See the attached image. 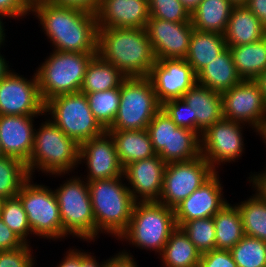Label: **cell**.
Wrapping results in <instances>:
<instances>
[{
  "instance_id": "obj_55",
  "label": "cell",
  "mask_w": 266,
  "mask_h": 267,
  "mask_svg": "<svg viewBox=\"0 0 266 267\" xmlns=\"http://www.w3.org/2000/svg\"><path fill=\"white\" fill-rule=\"evenodd\" d=\"M6 16H4L3 14H0V48H1V46H2V44L4 43V41H5V32H4V23H3V21H1V20H3L2 18H5Z\"/></svg>"
},
{
  "instance_id": "obj_3",
  "label": "cell",
  "mask_w": 266,
  "mask_h": 267,
  "mask_svg": "<svg viewBox=\"0 0 266 267\" xmlns=\"http://www.w3.org/2000/svg\"><path fill=\"white\" fill-rule=\"evenodd\" d=\"M123 177L87 182L98 233L118 238L128 227L136 201L122 183Z\"/></svg>"
},
{
  "instance_id": "obj_39",
  "label": "cell",
  "mask_w": 266,
  "mask_h": 267,
  "mask_svg": "<svg viewBox=\"0 0 266 267\" xmlns=\"http://www.w3.org/2000/svg\"><path fill=\"white\" fill-rule=\"evenodd\" d=\"M0 217L25 244H28L26 238L32 231L27 221V214L17 196L3 199Z\"/></svg>"
},
{
  "instance_id": "obj_35",
  "label": "cell",
  "mask_w": 266,
  "mask_h": 267,
  "mask_svg": "<svg viewBox=\"0 0 266 267\" xmlns=\"http://www.w3.org/2000/svg\"><path fill=\"white\" fill-rule=\"evenodd\" d=\"M86 96L95 119L107 130L118 112L120 88L88 93Z\"/></svg>"
},
{
  "instance_id": "obj_2",
  "label": "cell",
  "mask_w": 266,
  "mask_h": 267,
  "mask_svg": "<svg viewBox=\"0 0 266 267\" xmlns=\"http://www.w3.org/2000/svg\"><path fill=\"white\" fill-rule=\"evenodd\" d=\"M98 54L126 77H148L156 62L146 28H98Z\"/></svg>"
},
{
  "instance_id": "obj_57",
  "label": "cell",
  "mask_w": 266,
  "mask_h": 267,
  "mask_svg": "<svg viewBox=\"0 0 266 267\" xmlns=\"http://www.w3.org/2000/svg\"><path fill=\"white\" fill-rule=\"evenodd\" d=\"M259 136L263 138L262 140H264L263 142L266 144V123L263 130L259 133Z\"/></svg>"
},
{
  "instance_id": "obj_37",
  "label": "cell",
  "mask_w": 266,
  "mask_h": 267,
  "mask_svg": "<svg viewBox=\"0 0 266 267\" xmlns=\"http://www.w3.org/2000/svg\"><path fill=\"white\" fill-rule=\"evenodd\" d=\"M180 228L201 254L216 248L213 217L193 219L185 222Z\"/></svg>"
},
{
  "instance_id": "obj_11",
  "label": "cell",
  "mask_w": 266,
  "mask_h": 267,
  "mask_svg": "<svg viewBox=\"0 0 266 267\" xmlns=\"http://www.w3.org/2000/svg\"><path fill=\"white\" fill-rule=\"evenodd\" d=\"M215 172L202 155L189 161L167 163L158 202L174 209Z\"/></svg>"
},
{
  "instance_id": "obj_38",
  "label": "cell",
  "mask_w": 266,
  "mask_h": 267,
  "mask_svg": "<svg viewBox=\"0 0 266 267\" xmlns=\"http://www.w3.org/2000/svg\"><path fill=\"white\" fill-rule=\"evenodd\" d=\"M201 155L200 136L187 128L172 129L171 162L189 161Z\"/></svg>"
},
{
  "instance_id": "obj_13",
  "label": "cell",
  "mask_w": 266,
  "mask_h": 267,
  "mask_svg": "<svg viewBox=\"0 0 266 267\" xmlns=\"http://www.w3.org/2000/svg\"><path fill=\"white\" fill-rule=\"evenodd\" d=\"M244 123L222 118L202 132L200 136L201 155L217 171V165L232 162L244 152L242 125ZM237 158V159H236Z\"/></svg>"
},
{
  "instance_id": "obj_58",
  "label": "cell",
  "mask_w": 266,
  "mask_h": 267,
  "mask_svg": "<svg viewBox=\"0 0 266 267\" xmlns=\"http://www.w3.org/2000/svg\"><path fill=\"white\" fill-rule=\"evenodd\" d=\"M4 156V153L2 151V148H1V144H0V158Z\"/></svg>"
},
{
  "instance_id": "obj_48",
  "label": "cell",
  "mask_w": 266,
  "mask_h": 267,
  "mask_svg": "<svg viewBox=\"0 0 266 267\" xmlns=\"http://www.w3.org/2000/svg\"><path fill=\"white\" fill-rule=\"evenodd\" d=\"M266 28V0H248L245 4Z\"/></svg>"
},
{
  "instance_id": "obj_52",
  "label": "cell",
  "mask_w": 266,
  "mask_h": 267,
  "mask_svg": "<svg viewBox=\"0 0 266 267\" xmlns=\"http://www.w3.org/2000/svg\"><path fill=\"white\" fill-rule=\"evenodd\" d=\"M255 81L259 84L260 90L262 92L265 104H266V70L260 74Z\"/></svg>"
},
{
  "instance_id": "obj_47",
  "label": "cell",
  "mask_w": 266,
  "mask_h": 267,
  "mask_svg": "<svg viewBox=\"0 0 266 267\" xmlns=\"http://www.w3.org/2000/svg\"><path fill=\"white\" fill-rule=\"evenodd\" d=\"M134 260L131 253L124 250L109 258L106 267H138Z\"/></svg>"
},
{
  "instance_id": "obj_54",
  "label": "cell",
  "mask_w": 266,
  "mask_h": 267,
  "mask_svg": "<svg viewBox=\"0 0 266 267\" xmlns=\"http://www.w3.org/2000/svg\"><path fill=\"white\" fill-rule=\"evenodd\" d=\"M190 14L197 8L202 0H180Z\"/></svg>"
},
{
  "instance_id": "obj_32",
  "label": "cell",
  "mask_w": 266,
  "mask_h": 267,
  "mask_svg": "<svg viewBox=\"0 0 266 267\" xmlns=\"http://www.w3.org/2000/svg\"><path fill=\"white\" fill-rule=\"evenodd\" d=\"M237 204L243 222L244 234L266 241V201L257 193Z\"/></svg>"
},
{
  "instance_id": "obj_33",
  "label": "cell",
  "mask_w": 266,
  "mask_h": 267,
  "mask_svg": "<svg viewBox=\"0 0 266 267\" xmlns=\"http://www.w3.org/2000/svg\"><path fill=\"white\" fill-rule=\"evenodd\" d=\"M30 178L26 163L10 156L0 158V198L16 197Z\"/></svg>"
},
{
  "instance_id": "obj_46",
  "label": "cell",
  "mask_w": 266,
  "mask_h": 267,
  "mask_svg": "<svg viewBox=\"0 0 266 267\" xmlns=\"http://www.w3.org/2000/svg\"><path fill=\"white\" fill-rule=\"evenodd\" d=\"M47 3L80 8L92 13H97L102 0H41Z\"/></svg>"
},
{
  "instance_id": "obj_23",
  "label": "cell",
  "mask_w": 266,
  "mask_h": 267,
  "mask_svg": "<svg viewBox=\"0 0 266 267\" xmlns=\"http://www.w3.org/2000/svg\"><path fill=\"white\" fill-rule=\"evenodd\" d=\"M266 37V28L246 5H234L224 38L227 46H241Z\"/></svg>"
},
{
  "instance_id": "obj_19",
  "label": "cell",
  "mask_w": 266,
  "mask_h": 267,
  "mask_svg": "<svg viewBox=\"0 0 266 267\" xmlns=\"http://www.w3.org/2000/svg\"><path fill=\"white\" fill-rule=\"evenodd\" d=\"M216 171L198 189L174 208L177 227L185 222L213 217L228 201L223 198V186Z\"/></svg>"
},
{
  "instance_id": "obj_8",
  "label": "cell",
  "mask_w": 266,
  "mask_h": 267,
  "mask_svg": "<svg viewBox=\"0 0 266 267\" xmlns=\"http://www.w3.org/2000/svg\"><path fill=\"white\" fill-rule=\"evenodd\" d=\"M162 108L148 77H127L120 86L117 115L107 130H143Z\"/></svg>"
},
{
  "instance_id": "obj_30",
  "label": "cell",
  "mask_w": 266,
  "mask_h": 267,
  "mask_svg": "<svg viewBox=\"0 0 266 267\" xmlns=\"http://www.w3.org/2000/svg\"><path fill=\"white\" fill-rule=\"evenodd\" d=\"M163 267H198L201 253L184 231L177 227L159 254Z\"/></svg>"
},
{
  "instance_id": "obj_1",
  "label": "cell",
  "mask_w": 266,
  "mask_h": 267,
  "mask_svg": "<svg viewBox=\"0 0 266 267\" xmlns=\"http://www.w3.org/2000/svg\"><path fill=\"white\" fill-rule=\"evenodd\" d=\"M30 12L38 17L44 34L56 51L98 53V23L95 13L38 0Z\"/></svg>"
},
{
  "instance_id": "obj_12",
  "label": "cell",
  "mask_w": 266,
  "mask_h": 267,
  "mask_svg": "<svg viewBox=\"0 0 266 267\" xmlns=\"http://www.w3.org/2000/svg\"><path fill=\"white\" fill-rule=\"evenodd\" d=\"M223 118L249 124L259 134L266 123V104L255 80H242L221 93Z\"/></svg>"
},
{
  "instance_id": "obj_40",
  "label": "cell",
  "mask_w": 266,
  "mask_h": 267,
  "mask_svg": "<svg viewBox=\"0 0 266 267\" xmlns=\"http://www.w3.org/2000/svg\"><path fill=\"white\" fill-rule=\"evenodd\" d=\"M150 17L172 22H190L191 14L180 0H148Z\"/></svg>"
},
{
  "instance_id": "obj_43",
  "label": "cell",
  "mask_w": 266,
  "mask_h": 267,
  "mask_svg": "<svg viewBox=\"0 0 266 267\" xmlns=\"http://www.w3.org/2000/svg\"><path fill=\"white\" fill-rule=\"evenodd\" d=\"M198 267H238L230 250L213 249L201 254Z\"/></svg>"
},
{
  "instance_id": "obj_21",
  "label": "cell",
  "mask_w": 266,
  "mask_h": 267,
  "mask_svg": "<svg viewBox=\"0 0 266 267\" xmlns=\"http://www.w3.org/2000/svg\"><path fill=\"white\" fill-rule=\"evenodd\" d=\"M96 16L98 28H146L148 0H102Z\"/></svg>"
},
{
  "instance_id": "obj_16",
  "label": "cell",
  "mask_w": 266,
  "mask_h": 267,
  "mask_svg": "<svg viewBox=\"0 0 266 267\" xmlns=\"http://www.w3.org/2000/svg\"><path fill=\"white\" fill-rule=\"evenodd\" d=\"M192 22H172L150 17L146 31L156 60L185 59L193 33Z\"/></svg>"
},
{
  "instance_id": "obj_10",
  "label": "cell",
  "mask_w": 266,
  "mask_h": 267,
  "mask_svg": "<svg viewBox=\"0 0 266 267\" xmlns=\"http://www.w3.org/2000/svg\"><path fill=\"white\" fill-rule=\"evenodd\" d=\"M31 180L32 176L20 188L17 197L27 214L33 235L54 241L62 239L63 225L54 191L48 186L33 184Z\"/></svg>"
},
{
  "instance_id": "obj_26",
  "label": "cell",
  "mask_w": 266,
  "mask_h": 267,
  "mask_svg": "<svg viewBox=\"0 0 266 267\" xmlns=\"http://www.w3.org/2000/svg\"><path fill=\"white\" fill-rule=\"evenodd\" d=\"M227 48L224 34L193 29L185 60L197 75L209 62Z\"/></svg>"
},
{
  "instance_id": "obj_15",
  "label": "cell",
  "mask_w": 266,
  "mask_h": 267,
  "mask_svg": "<svg viewBox=\"0 0 266 267\" xmlns=\"http://www.w3.org/2000/svg\"><path fill=\"white\" fill-rule=\"evenodd\" d=\"M162 105L180 99L197 82V75L185 59H158L148 75Z\"/></svg>"
},
{
  "instance_id": "obj_50",
  "label": "cell",
  "mask_w": 266,
  "mask_h": 267,
  "mask_svg": "<svg viewBox=\"0 0 266 267\" xmlns=\"http://www.w3.org/2000/svg\"><path fill=\"white\" fill-rule=\"evenodd\" d=\"M66 256L63 258L61 263L56 267H80V250L78 249H69L66 252Z\"/></svg>"
},
{
  "instance_id": "obj_44",
  "label": "cell",
  "mask_w": 266,
  "mask_h": 267,
  "mask_svg": "<svg viewBox=\"0 0 266 267\" xmlns=\"http://www.w3.org/2000/svg\"><path fill=\"white\" fill-rule=\"evenodd\" d=\"M31 4L27 0H0V14L17 19L30 14Z\"/></svg>"
},
{
  "instance_id": "obj_34",
  "label": "cell",
  "mask_w": 266,
  "mask_h": 267,
  "mask_svg": "<svg viewBox=\"0 0 266 267\" xmlns=\"http://www.w3.org/2000/svg\"><path fill=\"white\" fill-rule=\"evenodd\" d=\"M177 128L178 126L162 108L155 114L147 126L154 151L166 163L171 162L172 129Z\"/></svg>"
},
{
  "instance_id": "obj_14",
  "label": "cell",
  "mask_w": 266,
  "mask_h": 267,
  "mask_svg": "<svg viewBox=\"0 0 266 267\" xmlns=\"http://www.w3.org/2000/svg\"><path fill=\"white\" fill-rule=\"evenodd\" d=\"M36 73L27 79L9 72L0 80V115H44Z\"/></svg>"
},
{
  "instance_id": "obj_20",
  "label": "cell",
  "mask_w": 266,
  "mask_h": 267,
  "mask_svg": "<svg viewBox=\"0 0 266 267\" xmlns=\"http://www.w3.org/2000/svg\"><path fill=\"white\" fill-rule=\"evenodd\" d=\"M40 115H0V144L4 156L27 162L34 146V117Z\"/></svg>"
},
{
  "instance_id": "obj_7",
  "label": "cell",
  "mask_w": 266,
  "mask_h": 267,
  "mask_svg": "<svg viewBox=\"0 0 266 267\" xmlns=\"http://www.w3.org/2000/svg\"><path fill=\"white\" fill-rule=\"evenodd\" d=\"M76 177L66 179L54 191L60 209L63 237L70 234L84 241H95L99 233L96 231L88 183Z\"/></svg>"
},
{
  "instance_id": "obj_24",
  "label": "cell",
  "mask_w": 266,
  "mask_h": 267,
  "mask_svg": "<svg viewBox=\"0 0 266 267\" xmlns=\"http://www.w3.org/2000/svg\"><path fill=\"white\" fill-rule=\"evenodd\" d=\"M241 81L228 47L197 74V83L220 94Z\"/></svg>"
},
{
  "instance_id": "obj_27",
  "label": "cell",
  "mask_w": 266,
  "mask_h": 267,
  "mask_svg": "<svg viewBox=\"0 0 266 267\" xmlns=\"http://www.w3.org/2000/svg\"><path fill=\"white\" fill-rule=\"evenodd\" d=\"M233 6L229 0H202L191 13L193 28L224 34Z\"/></svg>"
},
{
  "instance_id": "obj_42",
  "label": "cell",
  "mask_w": 266,
  "mask_h": 267,
  "mask_svg": "<svg viewBox=\"0 0 266 267\" xmlns=\"http://www.w3.org/2000/svg\"><path fill=\"white\" fill-rule=\"evenodd\" d=\"M29 245L24 244L14 250L0 251V267H33L35 260Z\"/></svg>"
},
{
  "instance_id": "obj_59",
  "label": "cell",
  "mask_w": 266,
  "mask_h": 267,
  "mask_svg": "<svg viewBox=\"0 0 266 267\" xmlns=\"http://www.w3.org/2000/svg\"><path fill=\"white\" fill-rule=\"evenodd\" d=\"M2 204H3V199L0 198V215H1Z\"/></svg>"
},
{
  "instance_id": "obj_41",
  "label": "cell",
  "mask_w": 266,
  "mask_h": 267,
  "mask_svg": "<svg viewBox=\"0 0 266 267\" xmlns=\"http://www.w3.org/2000/svg\"><path fill=\"white\" fill-rule=\"evenodd\" d=\"M162 109L178 127L196 132V116H193L191 107L182 98L165 102Z\"/></svg>"
},
{
  "instance_id": "obj_25",
  "label": "cell",
  "mask_w": 266,
  "mask_h": 267,
  "mask_svg": "<svg viewBox=\"0 0 266 267\" xmlns=\"http://www.w3.org/2000/svg\"><path fill=\"white\" fill-rule=\"evenodd\" d=\"M106 131L114 139L118 159L123 168L134 161L157 155L147 129Z\"/></svg>"
},
{
  "instance_id": "obj_9",
  "label": "cell",
  "mask_w": 266,
  "mask_h": 267,
  "mask_svg": "<svg viewBox=\"0 0 266 267\" xmlns=\"http://www.w3.org/2000/svg\"><path fill=\"white\" fill-rule=\"evenodd\" d=\"M44 112L50 114L51 121L79 145L106 131L95 119L87 96L82 92L51 98L45 102Z\"/></svg>"
},
{
  "instance_id": "obj_17",
  "label": "cell",
  "mask_w": 266,
  "mask_h": 267,
  "mask_svg": "<svg viewBox=\"0 0 266 267\" xmlns=\"http://www.w3.org/2000/svg\"><path fill=\"white\" fill-rule=\"evenodd\" d=\"M79 160V164L84 162L87 165V182L123 176L114 139L107 131L80 144Z\"/></svg>"
},
{
  "instance_id": "obj_45",
  "label": "cell",
  "mask_w": 266,
  "mask_h": 267,
  "mask_svg": "<svg viewBox=\"0 0 266 267\" xmlns=\"http://www.w3.org/2000/svg\"><path fill=\"white\" fill-rule=\"evenodd\" d=\"M25 243L3 222L0 217V251L14 250Z\"/></svg>"
},
{
  "instance_id": "obj_31",
  "label": "cell",
  "mask_w": 266,
  "mask_h": 267,
  "mask_svg": "<svg viewBox=\"0 0 266 267\" xmlns=\"http://www.w3.org/2000/svg\"><path fill=\"white\" fill-rule=\"evenodd\" d=\"M216 249L231 250L244 236L243 222L237 205L228 202L213 216Z\"/></svg>"
},
{
  "instance_id": "obj_22",
  "label": "cell",
  "mask_w": 266,
  "mask_h": 267,
  "mask_svg": "<svg viewBox=\"0 0 266 267\" xmlns=\"http://www.w3.org/2000/svg\"><path fill=\"white\" fill-rule=\"evenodd\" d=\"M182 99L196 116V133L201 136L207 128L223 118L222 97L219 92L195 83Z\"/></svg>"
},
{
  "instance_id": "obj_51",
  "label": "cell",
  "mask_w": 266,
  "mask_h": 267,
  "mask_svg": "<svg viewBox=\"0 0 266 267\" xmlns=\"http://www.w3.org/2000/svg\"><path fill=\"white\" fill-rule=\"evenodd\" d=\"M88 253L80 250V267H106L108 259L99 264L92 253Z\"/></svg>"
},
{
  "instance_id": "obj_60",
  "label": "cell",
  "mask_w": 266,
  "mask_h": 267,
  "mask_svg": "<svg viewBox=\"0 0 266 267\" xmlns=\"http://www.w3.org/2000/svg\"><path fill=\"white\" fill-rule=\"evenodd\" d=\"M30 4H32V3H34V2H36V1H38V0H27Z\"/></svg>"
},
{
  "instance_id": "obj_49",
  "label": "cell",
  "mask_w": 266,
  "mask_h": 267,
  "mask_svg": "<svg viewBox=\"0 0 266 267\" xmlns=\"http://www.w3.org/2000/svg\"><path fill=\"white\" fill-rule=\"evenodd\" d=\"M261 173V174H260ZM259 174H253L249 177V182L253 184L255 192L266 201V167L265 171L260 172ZM251 178V179H250Z\"/></svg>"
},
{
  "instance_id": "obj_4",
  "label": "cell",
  "mask_w": 266,
  "mask_h": 267,
  "mask_svg": "<svg viewBox=\"0 0 266 267\" xmlns=\"http://www.w3.org/2000/svg\"><path fill=\"white\" fill-rule=\"evenodd\" d=\"M79 153L80 145L49 118L34 131V146L26 167L30 177L36 169L46 175L63 176L78 166Z\"/></svg>"
},
{
  "instance_id": "obj_53",
  "label": "cell",
  "mask_w": 266,
  "mask_h": 267,
  "mask_svg": "<svg viewBox=\"0 0 266 267\" xmlns=\"http://www.w3.org/2000/svg\"><path fill=\"white\" fill-rule=\"evenodd\" d=\"M9 66L10 65H8L7 61L0 52V80L3 79L10 71H12L9 70Z\"/></svg>"
},
{
  "instance_id": "obj_5",
  "label": "cell",
  "mask_w": 266,
  "mask_h": 267,
  "mask_svg": "<svg viewBox=\"0 0 266 267\" xmlns=\"http://www.w3.org/2000/svg\"><path fill=\"white\" fill-rule=\"evenodd\" d=\"M176 228L174 209L158 201H139L134 204L127 229L118 239L160 254Z\"/></svg>"
},
{
  "instance_id": "obj_18",
  "label": "cell",
  "mask_w": 266,
  "mask_h": 267,
  "mask_svg": "<svg viewBox=\"0 0 266 267\" xmlns=\"http://www.w3.org/2000/svg\"><path fill=\"white\" fill-rule=\"evenodd\" d=\"M166 164L157 154L134 161L123 168L124 178L122 180L126 179L130 183L127 187L136 202L159 200Z\"/></svg>"
},
{
  "instance_id": "obj_56",
  "label": "cell",
  "mask_w": 266,
  "mask_h": 267,
  "mask_svg": "<svg viewBox=\"0 0 266 267\" xmlns=\"http://www.w3.org/2000/svg\"><path fill=\"white\" fill-rule=\"evenodd\" d=\"M233 5H245L248 0H229Z\"/></svg>"
},
{
  "instance_id": "obj_6",
  "label": "cell",
  "mask_w": 266,
  "mask_h": 267,
  "mask_svg": "<svg viewBox=\"0 0 266 267\" xmlns=\"http://www.w3.org/2000/svg\"><path fill=\"white\" fill-rule=\"evenodd\" d=\"M96 54L54 50L35 72L43 102L80 92L88 64Z\"/></svg>"
},
{
  "instance_id": "obj_36",
  "label": "cell",
  "mask_w": 266,
  "mask_h": 267,
  "mask_svg": "<svg viewBox=\"0 0 266 267\" xmlns=\"http://www.w3.org/2000/svg\"><path fill=\"white\" fill-rule=\"evenodd\" d=\"M230 252L238 267H266V241L245 235Z\"/></svg>"
},
{
  "instance_id": "obj_28",
  "label": "cell",
  "mask_w": 266,
  "mask_h": 267,
  "mask_svg": "<svg viewBox=\"0 0 266 267\" xmlns=\"http://www.w3.org/2000/svg\"><path fill=\"white\" fill-rule=\"evenodd\" d=\"M127 77L96 54L88 64L80 92L88 94L120 88Z\"/></svg>"
},
{
  "instance_id": "obj_29",
  "label": "cell",
  "mask_w": 266,
  "mask_h": 267,
  "mask_svg": "<svg viewBox=\"0 0 266 267\" xmlns=\"http://www.w3.org/2000/svg\"><path fill=\"white\" fill-rule=\"evenodd\" d=\"M242 80H255L266 70V37L241 46H227Z\"/></svg>"
}]
</instances>
